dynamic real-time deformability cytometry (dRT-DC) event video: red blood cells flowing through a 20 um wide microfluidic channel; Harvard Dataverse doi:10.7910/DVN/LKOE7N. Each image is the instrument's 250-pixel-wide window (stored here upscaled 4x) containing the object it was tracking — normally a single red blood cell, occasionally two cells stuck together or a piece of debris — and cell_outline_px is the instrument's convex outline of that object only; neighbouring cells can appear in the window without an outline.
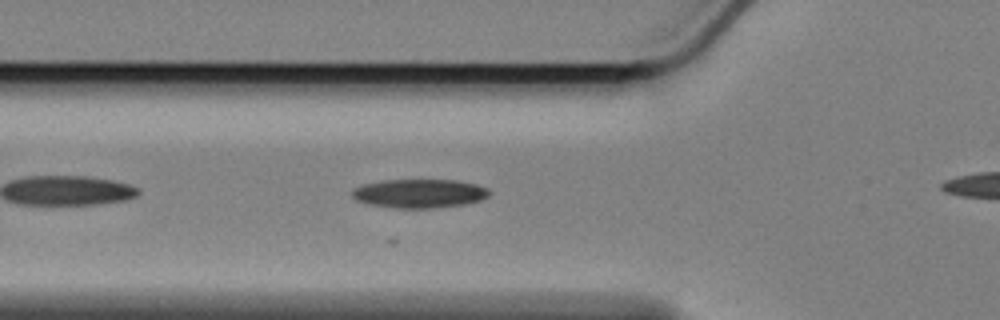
{"species": "Egyptian fruit bat (a non-hibernating species)", "species_latin": "Rousettus aegyptiacus", "temperature_condition": "cold", "stored_images_in_passage": 25, "camera_frame_rate_fps": 3000, "um_per_image_px": 0.085, "animal": {"sex": "female"}, "frame": {"image": 1, "passage_image": 6, "time_ms": 1.667, "image_size_px": [1000, 320], "cell_outline_px": [[488, 196], [480, 200], [464, 204], [436, 208], [392, 208], [368, 204], [356, 200], [352, 196], [352, 188], [364, 184], [384, 180], [420, 176], [456, 180], [476, 184], [488, 188]], "centroid_in_image_um": [35.62, 16.39], "position_along_channel_um": 90.2, "area_um2": 24.1}}
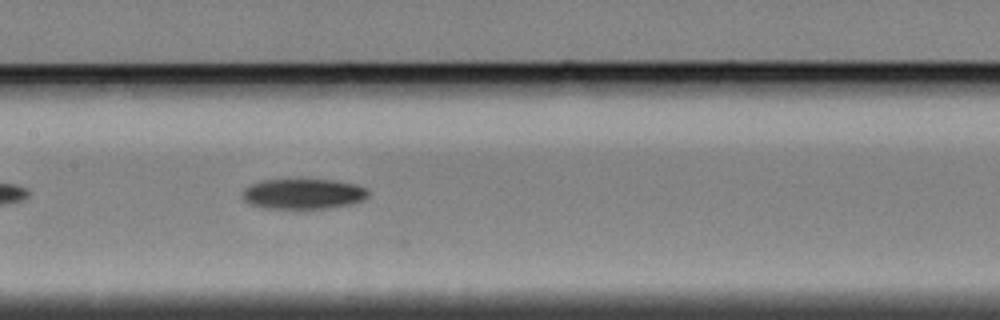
{"frame": {"image": 2, "passage_image": 14, "time_ms": 4.333, "image_size_px": [1000, 320], "cell_outline_px": [[368, 196], [364, 200], [352, 204], [328, 208], [264, 208], [252, 204], [244, 200], [240, 196], [244, 188], [260, 180], [300, 176], [336, 180], [356, 184], [368, 188]], "centroid_in_image_um": [25.78, 16.41], "position_along_channel_um": 181.6, "area_um2": 23.41}}
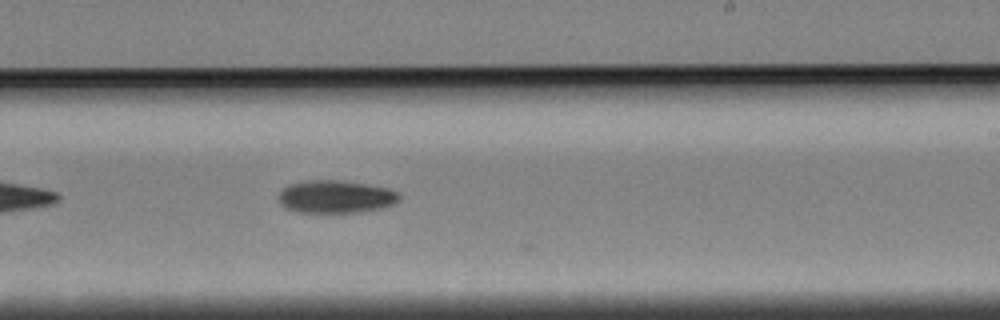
{"frame": {"image": 3, "passage_image": 21, "time_ms": 6.667, "image_size_px": [1000, 320], "cell_outline_px": [[400, 200], [396, 204], [380, 208], [360, 212], [296, 212], [284, 208], [280, 204], [280, 192], [288, 184], [308, 180], [336, 180], [364, 184], [388, 188], [400, 192]], "centroid_in_image_um": [28.55, 16.72], "position_along_channel_um": 260.4, "area_um2": 23.06}}